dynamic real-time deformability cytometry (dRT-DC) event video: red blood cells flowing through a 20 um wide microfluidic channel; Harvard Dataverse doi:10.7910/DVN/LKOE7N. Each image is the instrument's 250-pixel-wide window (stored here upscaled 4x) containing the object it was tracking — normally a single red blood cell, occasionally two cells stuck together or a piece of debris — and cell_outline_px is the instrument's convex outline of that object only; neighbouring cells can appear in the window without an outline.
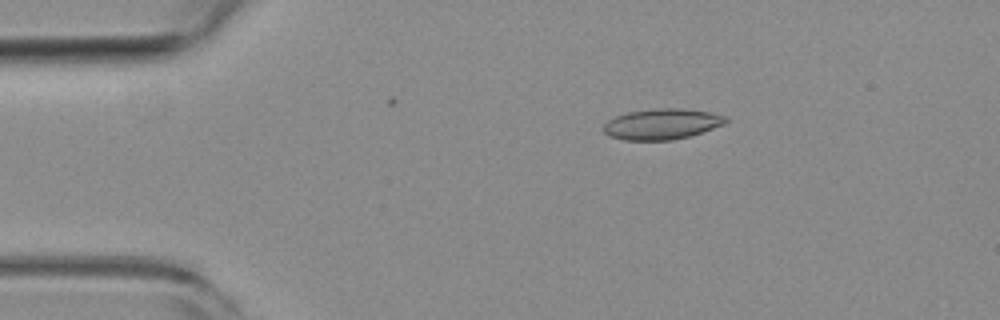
{"species": "common noctule bat (a hibernating species)", "species_latin": "Nyctalus noctula", "temperature_condition": "room temperature", "stored_images_in_passage": 15, "camera_frame_rate_fps": 3000, "um_per_image_px": 0.085, "animal": {"sex": "female", "body_mass_g": 19.3, "forearm_length_mm": 54.1}, "frame": {"image": 1, "passage_image": 10, "time_ms": 3.0, "image_size_px": [1000, 320], "cell_outline_px": [[728, 120], [724, 124], [688, 136], [672, 140], [624, 140], [608, 136], [604, 132], [604, 124], [608, 120], [616, 116], [628, 112], [656, 108], [676, 108], [708, 112], [728, 116]], "centroid_in_image_um": [56.23, 10.54], "position_along_channel_um": 28.8, "area_um2": 21.68}}